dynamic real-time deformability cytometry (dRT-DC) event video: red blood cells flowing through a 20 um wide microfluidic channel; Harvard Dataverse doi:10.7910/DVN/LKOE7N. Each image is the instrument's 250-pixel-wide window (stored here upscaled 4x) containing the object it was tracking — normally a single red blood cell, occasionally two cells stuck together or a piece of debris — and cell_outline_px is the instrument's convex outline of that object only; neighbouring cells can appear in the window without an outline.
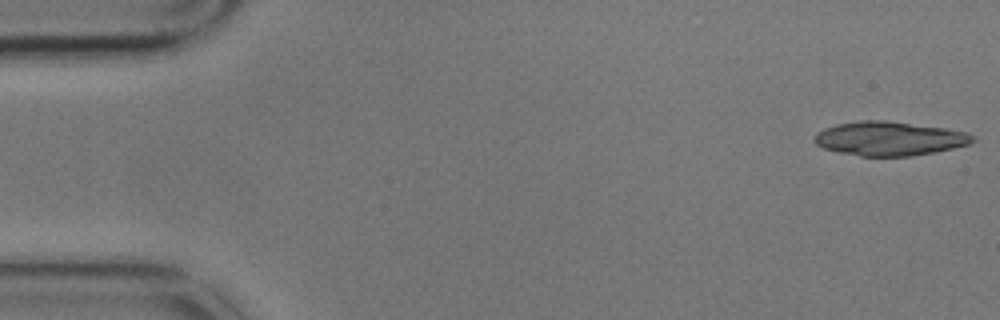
{"species": "common noctule bat (a hibernating species)", "species_latin": "Nyctalus noctula", "temperature_condition": "cold", "stored_images_in_passage": 5, "camera_frame_rate_fps": 3000, "um_per_image_px": 0.085, "animal": {"sex": "male", "body_mass_g": 17.9}, "frame": {"image": 1, "passage_image": 1, "time_ms": 0.0, "image_size_px": [1000, 320], "cell_outline_px": [[976, 140], [968, 144], [952, 148], [912, 156], [860, 156], [836, 152], [824, 148], [816, 144], [812, 140], [816, 132], [824, 128], [836, 124], [860, 120], [884, 120], [944, 128], [968, 132]], "centroid_in_image_um": [75.54, 11.78], "position_along_channel_um": 9.5, "area_um2": 31.39}}